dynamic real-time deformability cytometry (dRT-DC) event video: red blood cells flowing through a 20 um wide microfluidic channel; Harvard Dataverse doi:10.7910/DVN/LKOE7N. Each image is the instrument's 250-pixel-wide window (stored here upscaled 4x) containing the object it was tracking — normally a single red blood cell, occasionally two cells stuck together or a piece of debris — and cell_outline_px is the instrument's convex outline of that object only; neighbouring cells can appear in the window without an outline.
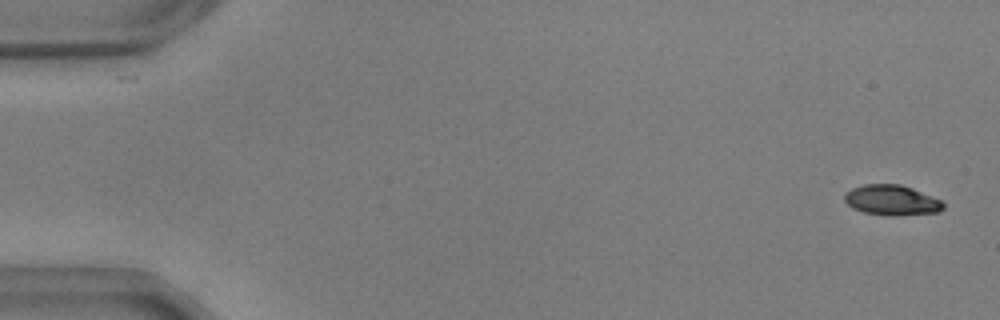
{"species": "common noctule bat (a hibernating species)", "species_latin": "Nyctalus noctula", "temperature_condition": "warm", "stored_images_in_passage": 54, "camera_frame_rate_fps": 3000, "um_per_image_px": 0.085, "animal": {"sex": "male", "body_mass_g": 17.9, "forearm_length_mm": 54.2}, "frame": {"image": 1, "passage_image": 1, "time_ms": 0.0, "image_size_px": [1000, 320], "cell_outline_px": [[944, 208], [940, 212], [900, 216], [884, 216], [864, 212], [852, 208], [844, 200], [844, 192], [852, 188], [864, 184], [900, 184], [912, 188], [940, 200], [944, 204]], "centroid_in_image_um": [75.78, 17.03], "position_along_channel_um": 9.2, "area_um2": 17.63}}
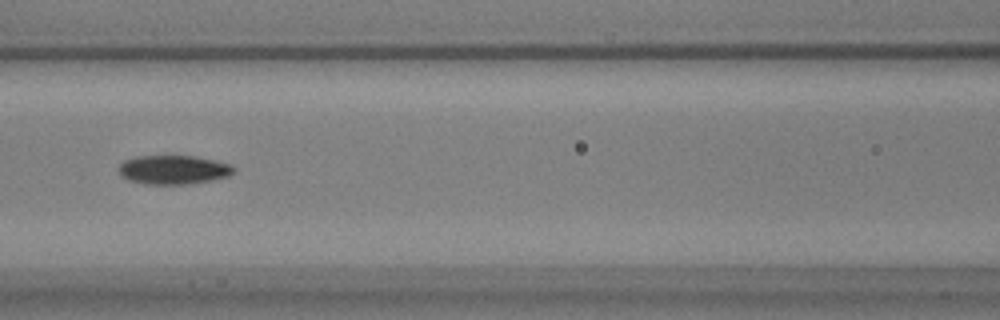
{"frame": {"image": 2, "passage_image": 24, "time_ms": 7.667, "image_size_px": [1000, 320], "cell_outline_px": [[236, 168], [228, 176], [212, 180], [188, 184], [144, 184], [128, 180], [120, 176], [116, 168], [124, 160], [136, 156], [192, 156], [232, 164]], "centroid_in_image_um": [14.68, 14.43], "position_along_channel_um": 151.9, "area_um2": 19.54}}
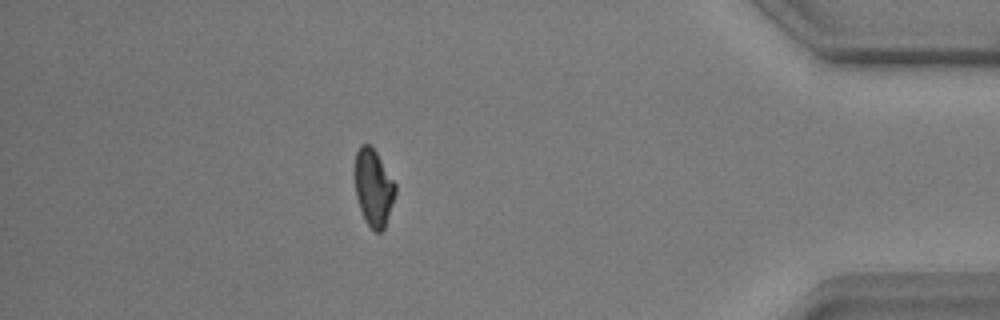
{"frame": {"image": 3, "passage_image": 48, "time_ms": 15.667, "image_size_px": [1000, 320], "cell_outline_px": [[396, 192], [384, 228], [380, 232], [376, 232], [364, 220], [356, 196], [352, 172], [356, 152], [360, 144], [368, 144], [376, 152], [396, 184]], "centroid_in_image_um": [31.7, 15.91], "position_along_channel_um": 403.5, "area_um2": 18.38}, "authors_computed_cell_mechanics": {"area_um2": 18.8139, "velocity_mm_per_s": 3.6626, "shape_relaxation_time_tau1_ms": 5.0618, "shape_relaxation_time_tau2_ms": 3.9646, "deformation_change_tau1": 0.1866, "deformation_change_tau2": 0.089}}